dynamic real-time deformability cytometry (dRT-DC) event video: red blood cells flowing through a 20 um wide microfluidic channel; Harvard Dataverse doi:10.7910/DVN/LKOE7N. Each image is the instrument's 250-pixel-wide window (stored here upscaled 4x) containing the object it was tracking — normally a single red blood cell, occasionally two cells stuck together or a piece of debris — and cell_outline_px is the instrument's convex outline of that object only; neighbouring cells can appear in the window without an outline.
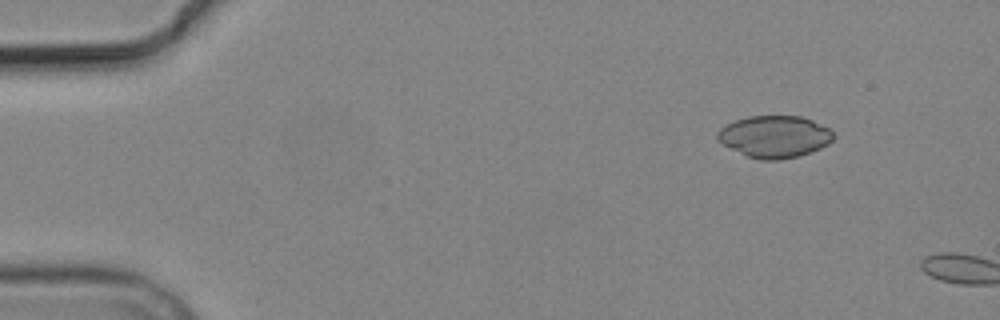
{"species": "common noctule bat (a hibernating species)", "species_latin": "Nyctalus noctula", "temperature_condition": "cold", "stored_images_in_passage": 3, "camera_frame_rate_fps": 3000, "um_per_image_px": 0.085, "animal": {"sex": "male", "body_mass_g": 19.2, "forearm_length_mm": 51.8}, "frame": {"image": 1, "passage_image": 2, "time_ms": 1.0, "image_size_px": [1000, 320], "cell_outline_px": [[836, 136], [828, 144], [812, 152], [800, 156], [780, 160], [760, 160], [748, 156], [720, 144], [716, 140], [716, 132], [720, 128], [736, 120], [748, 116], [800, 116], [812, 120], [832, 128]], "centroid_in_image_um": [65.86, 11.62], "position_along_channel_um": 19.1, "area_um2": 28.78}}